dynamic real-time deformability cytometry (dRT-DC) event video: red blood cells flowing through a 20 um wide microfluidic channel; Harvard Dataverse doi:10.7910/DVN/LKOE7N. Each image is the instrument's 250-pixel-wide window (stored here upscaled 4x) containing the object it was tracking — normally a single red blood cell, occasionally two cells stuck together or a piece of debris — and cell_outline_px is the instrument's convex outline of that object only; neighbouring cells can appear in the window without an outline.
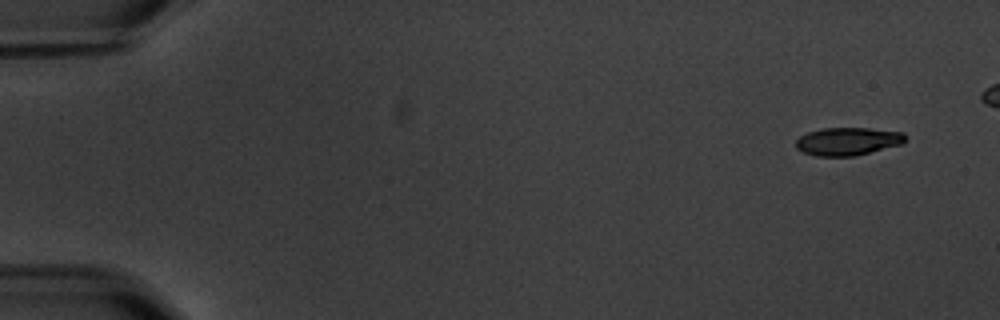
{"species": "common noctule bat (a hibernating species)", "species_latin": "Nyctalus noctula", "temperature_condition": "warm", "stored_images_in_passage": 4, "camera_frame_rate_fps": 3000, "um_per_image_px": 0.085, "animal": {"sex": "male", "body_mass_g": 20.1, "forearm_length_mm": 53.5}, "frame": {"image": 1, "passage_image": 1, "time_ms": 0.0, "image_size_px": [1000, 320], "cell_outline_px": [[904, 140], [900, 144], [856, 156], [816, 156], [804, 152], [796, 148], [796, 140], [800, 136], [808, 132], [820, 128], [868, 128], [904, 132]], "centroid_in_image_um": [72.02, 12.01], "position_along_channel_um": 13.0, "area_um2": 17.69}}